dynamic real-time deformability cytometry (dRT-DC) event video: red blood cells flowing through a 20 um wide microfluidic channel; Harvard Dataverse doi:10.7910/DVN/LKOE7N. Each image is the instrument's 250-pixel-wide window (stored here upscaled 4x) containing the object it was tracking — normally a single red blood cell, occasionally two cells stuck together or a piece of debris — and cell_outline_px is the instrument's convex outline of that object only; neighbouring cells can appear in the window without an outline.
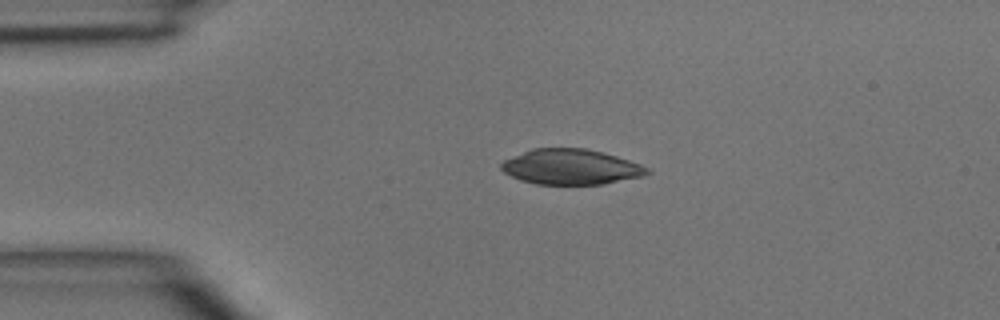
{"species": "common noctule bat (a hibernating species)", "species_latin": "Nyctalus noctula", "temperature_condition": "room temperature", "stored_images_in_passage": 2, "camera_frame_rate_fps": 3000, "um_per_image_px": 0.085, "animal": {"sex": "male", "body_mass_g": 15.6}, "frame": {"image": 1, "passage_image": 1, "time_ms": 0.0, "image_size_px": [1000, 320], "cell_outline_px": [[652, 172], [644, 176], [604, 184], [536, 184], [520, 180], [504, 172], [500, 168], [500, 164], [504, 160], [532, 148], [584, 148], [616, 156], [640, 164], [648, 168]], "centroid_in_image_um": [48.53, 14.19], "position_along_channel_um": 36.5, "area_um2": 29.94}}